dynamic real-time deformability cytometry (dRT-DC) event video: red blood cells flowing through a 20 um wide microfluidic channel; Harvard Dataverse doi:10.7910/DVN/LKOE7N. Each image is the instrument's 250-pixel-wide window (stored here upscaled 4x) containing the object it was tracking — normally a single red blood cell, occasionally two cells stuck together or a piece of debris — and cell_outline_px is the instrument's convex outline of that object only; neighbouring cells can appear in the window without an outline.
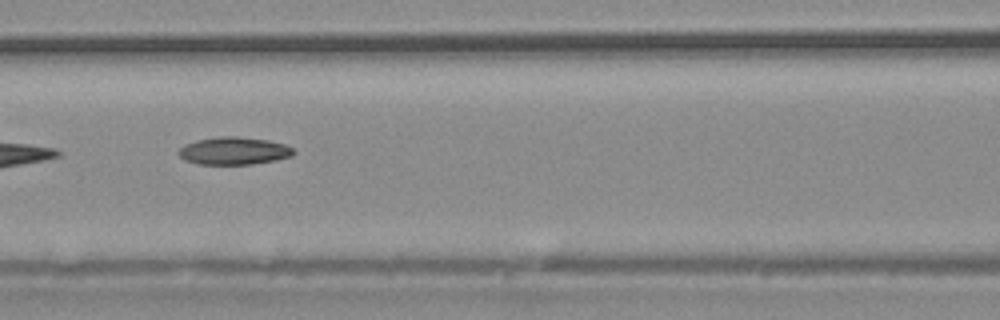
{"species": "common noctule bat (a hibernating species)", "species_latin": "Nyctalus noctula", "temperature_condition": "warm", "stored_images_in_passage": 22, "camera_frame_rate_fps": 3000, "um_per_image_px": 0.085, "animal": {"sex": "male", "body_mass_g": 20.4}, "frame": {"image": 1, "passage_image": 17, "time_ms": 5.333, "image_size_px": [1000, 320], "cell_outline_px": [[296, 152], [292, 156], [276, 160], [252, 164], [200, 164], [184, 160], [176, 152], [184, 144], [196, 140], [220, 136], [236, 136], [268, 140], [284, 144], [292, 148]], "centroid_in_image_um": [19.87, 12.82], "position_along_channel_um": 146.7, "area_um2": 18.55}}
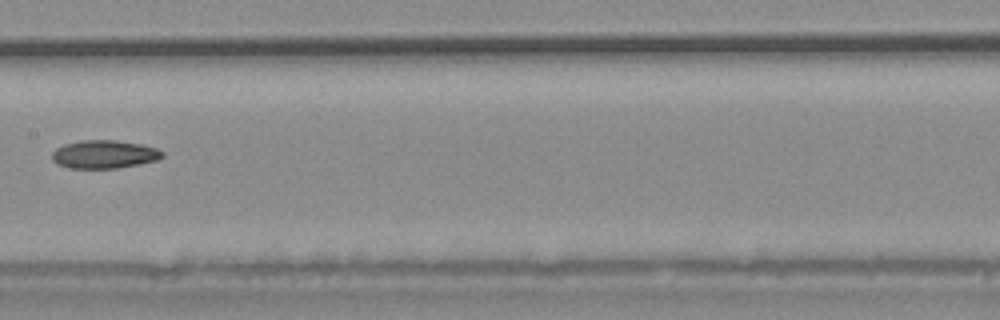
{"frame": {"image": 2, "passage_image": 20, "time_ms": 6.333, "image_size_px": [1000, 320], "cell_outline_px": [[164, 156], [156, 160], [140, 164], [116, 168], [68, 168], [56, 164], [52, 160], [52, 152], [56, 148], [64, 144], [80, 140], [112, 140], [140, 144], [156, 148], [164, 152]], "centroid_in_image_um": [8.83, 13.12], "position_along_channel_um": 198.6, "area_um2": 18.15}}